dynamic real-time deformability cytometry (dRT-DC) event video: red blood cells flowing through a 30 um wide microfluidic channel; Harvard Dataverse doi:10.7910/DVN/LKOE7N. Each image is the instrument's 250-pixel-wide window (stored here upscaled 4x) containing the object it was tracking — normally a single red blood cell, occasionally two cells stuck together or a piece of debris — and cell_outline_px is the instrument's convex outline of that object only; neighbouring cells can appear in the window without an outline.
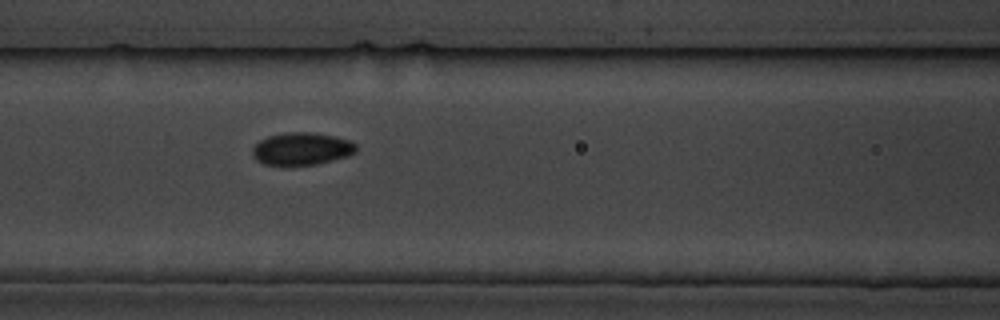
{"species": "common noctule bat (a hibernating species)", "species_latin": "Nyctalus noctula", "temperature_condition": "cold", "stored_images_in_passage": 3, "camera_frame_rate_fps": 3000, "um_per_image_px": 0.085, "animal": {"sex": "male", "body_mass_g": 19.5, "forearm_length_mm": 54.6}, "frame": {"image": 1, "passage_image": 3, "time_ms": 3.0, "image_size_px": [1000, 320], "cell_outline_px": [[356, 152], [348, 156], [316, 164], [288, 168], [280, 168], [264, 164], [256, 160], [252, 156], [252, 148], [260, 140], [268, 136], [288, 132], [312, 132], [336, 136], [348, 140], [356, 144]], "centroid_in_image_um": [25.59, 12.69], "position_along_channel_um": 141.0, "area_um2": 20.35}}